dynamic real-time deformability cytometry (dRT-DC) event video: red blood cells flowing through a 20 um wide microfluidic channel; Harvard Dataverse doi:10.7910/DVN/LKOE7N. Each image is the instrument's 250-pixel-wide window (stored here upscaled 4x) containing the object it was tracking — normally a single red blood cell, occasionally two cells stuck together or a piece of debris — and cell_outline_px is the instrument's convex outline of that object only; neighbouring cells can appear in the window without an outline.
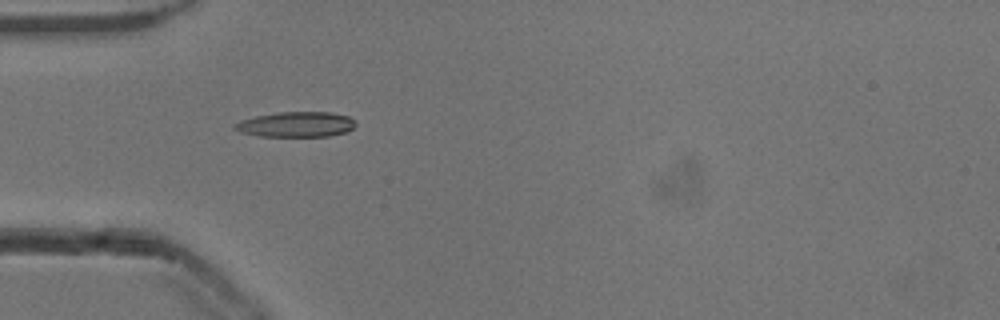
{"species": "common noctule bat (a hibernating species)", "species_latin": "Nyctalus noctula", "temperature_condition": "cold", "stored_images_in_passage": 8, "camera_frame_rate_fps": 3000, "um_per_image_px": 0.085, "animal": {"sex": "male", "body_mass_g": 13.3}, "frame": {"image": 1, "passage_image": 1, "time_ms": 0.0, "image_size_px": [1000, 320], "cell_outline_px": [[356, 124], [352, 128], [344, 132], [328, 136], [260, 136], [240, 132], [232, 128], [232, 124], [240, 120], [256, 116], [280, 112], [328, 112], [348, 116], [356, 120]], "centroid_in_image_um": [25.13, 10.57], "position_along_channel_um": 59.9, "area_um2": 17.74}}
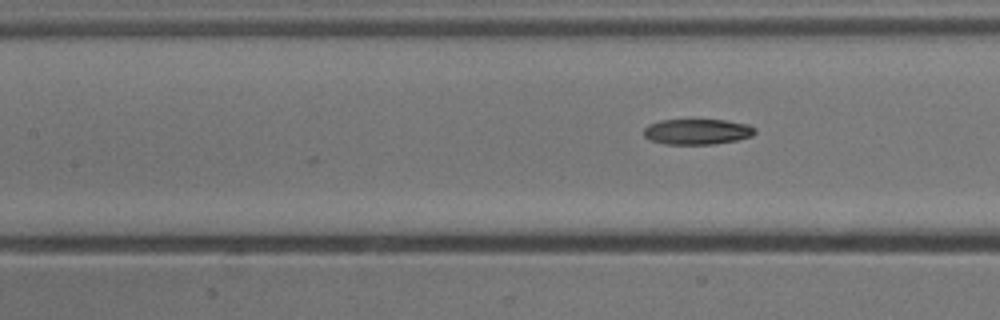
{"frame": {"image": 2, "passage_image": 8, "time_ms": 2.333, "image_size_px": [1000, 320], "cell_outline_px": [[756, 132], [752, 136], [736, 140], [712, 144], [664, 144], [652, 140], [644, 136], [644, 128], [648, 124], [660, 120], [724, 120], [748, 124], [756, 128]], "centroid_in_image_um": [59.27, 11.19], "position_along_channel_um": 148.1, "area_um2": 16.53}}